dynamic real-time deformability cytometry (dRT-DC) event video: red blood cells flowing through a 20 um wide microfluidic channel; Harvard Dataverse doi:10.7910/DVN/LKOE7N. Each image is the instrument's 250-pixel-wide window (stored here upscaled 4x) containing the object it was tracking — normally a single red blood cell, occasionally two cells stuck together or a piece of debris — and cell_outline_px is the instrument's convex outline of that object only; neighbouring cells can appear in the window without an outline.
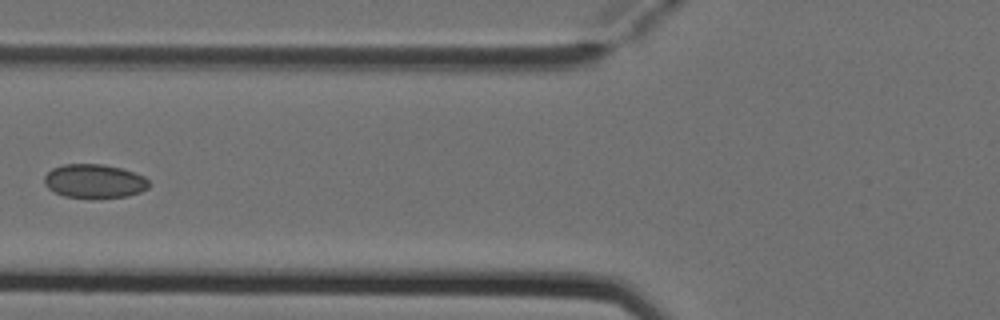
{"species": "Egyptian fruit bat (a non-hibernating species)", "species_latin": "Rousettus aegyptiacus", "temperature_condition": "cold", "stored_images_in_passage": 4, "camera_frame_rate_fps": 3000, "um_per_image_px": 0.085, "animal": {"sex": "female"}, "frame": {"image": 1, "passage_image": 3, "time_ms": 0.667, "image_size_px": [1000, 320], "cell_outline_px": [[148, 188], [140, 192], [128, 196], [92, 200], [88, 200], [64, 196], [48, 188], [44, 184], [44, 176], [52, 168], [64, 164], [104, 164], [120, 168], [144, 176], [148, 180]], "centroid_in_image_um": [8.0, 15.43], "position_along_channel_um": 117.8, "area_um2": 21.1}}
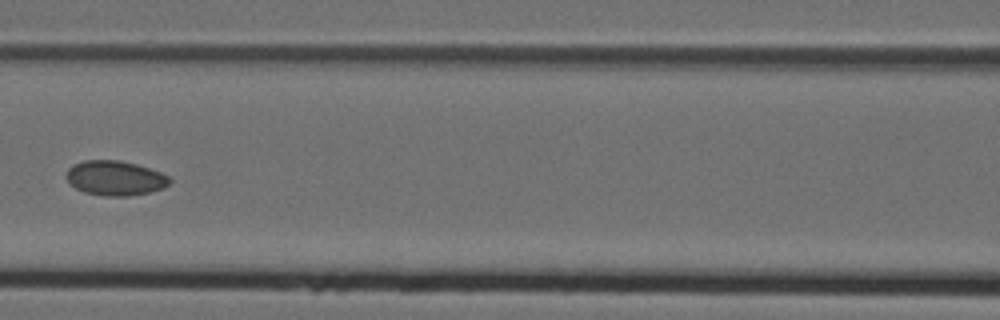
{"frame": {"image": 2, "passage_image": 4, "time_ms": 1.0, "image_size_px": [1000, 320], "cell_outline_px": [[172, 180], [164, 188], [148, 192], [128, 196], [104, 196], [84, 192], [76, 188], [64, 176], [68, 168], [72, 164], [84, 160], [120, 160], [136, 164], [160, 172], [168, 176]], "centroid_in_image_um": [9.76, 15.13], "position_along_channel_um": 156.8, "area_um2": 20.92}}